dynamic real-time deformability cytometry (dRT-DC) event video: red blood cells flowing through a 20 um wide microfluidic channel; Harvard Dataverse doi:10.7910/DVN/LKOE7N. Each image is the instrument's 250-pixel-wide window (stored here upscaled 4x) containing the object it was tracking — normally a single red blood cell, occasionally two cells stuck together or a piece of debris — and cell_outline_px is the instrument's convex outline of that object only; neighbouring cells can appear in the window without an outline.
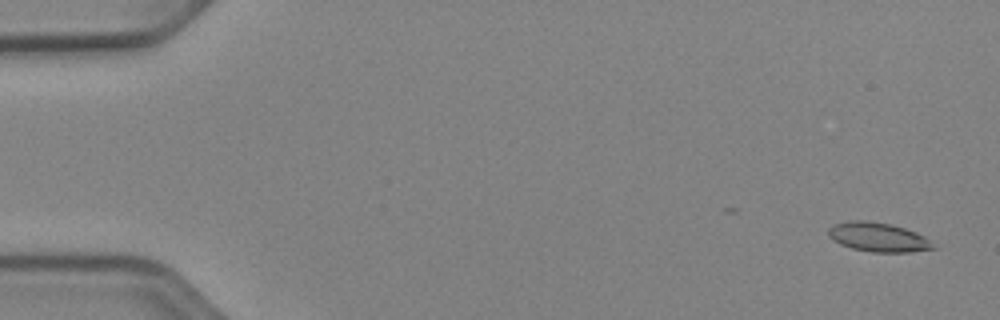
{"species": "Egyptian fruit bat (a non-hibernating species)", "species_latin": "Rousettus aegyptiacus", "temperature_condition": "cold", "stored_images_in_passage": 47, "camera_frame_rate_fps": 3000, "um_per_image_px": 0.085, "animal": {"sex": "female"}, "frame": {"image": 1, "passage_image": 3, "time_ms": 0.667, "image_size_px": [1000, 320], "cell_outline_px": [[936, 248], [912, 252], [872, 252], [852, 248], [840, 244], [832, 240], [828, 236], [828, 228], [832, 224], [848, 220], [864, 220], [888, 224], [904, 228], [916, 232], [924, 236]], "centroid_in_image_um": [74.58, 20.15], "position_along_channel_um": 10.4, "area_um2": 17.8}}
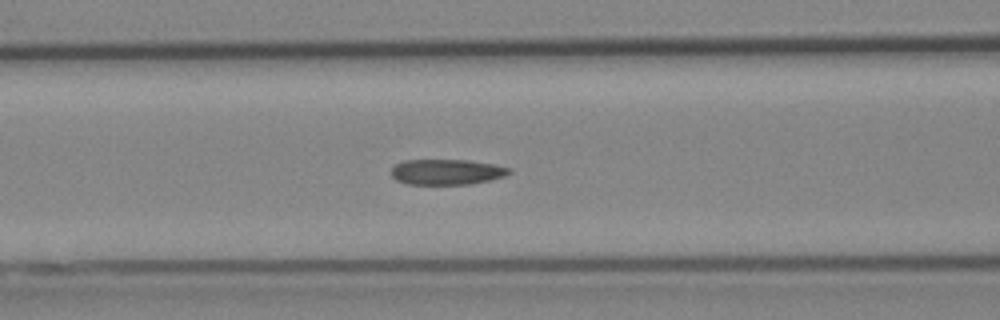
{"frame": {"image": 2, "passage_image": 23, "time_ms": 7.333, "image_size_px": [1000, 320], "cell_outline_px": [[512, 172], [504, 176], [472, 184], [408, 184], [396, 180], [388, 172], [396, 164], [404, 160], [468, 160], [496, 164], [512, 168]], "centroid_in_image_um": [37.97, 14.61], "position_along_channel_um": 128.6, "area_um2": 17.69}}
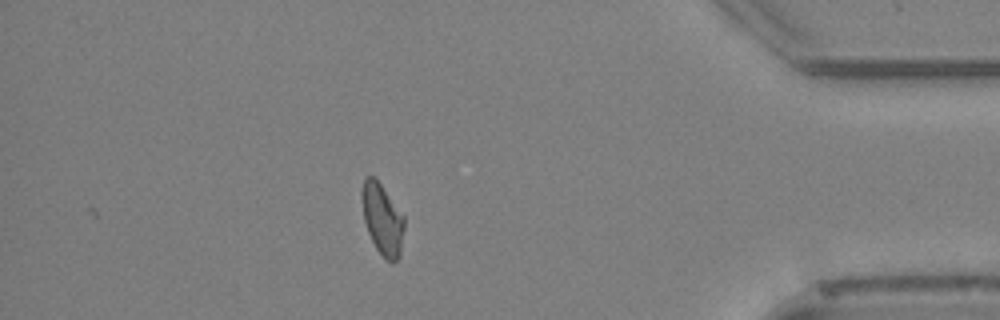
{"frame": {"image": 3, "passage_image": 47, "time_ms": 15.333, "image_size_px": [1000, 320], "cell_outline_px": [[404, 228], [400, 256], [396, 260], [384, 260], [376, 248], [368, 232], [364, 220], [360, 192], [364, 176], [372, 176], [380, 184], [404, 216]], "centroid_in_image_um": [32.48, 18.63], "position_along_channel_um": 402.7, "area_um2": 17.46}, "authors_computed_cell_mechanics": {"area_um2": 17.7446, "velocity_mm_per_s": 3.9147, "shape_relaxation_time_tau1_ms": null, "shape_relaxation_time_tau2_ms": 3.2509, "deformation_change_tau1": null, "deformation_change_tau2": 0.1064}}